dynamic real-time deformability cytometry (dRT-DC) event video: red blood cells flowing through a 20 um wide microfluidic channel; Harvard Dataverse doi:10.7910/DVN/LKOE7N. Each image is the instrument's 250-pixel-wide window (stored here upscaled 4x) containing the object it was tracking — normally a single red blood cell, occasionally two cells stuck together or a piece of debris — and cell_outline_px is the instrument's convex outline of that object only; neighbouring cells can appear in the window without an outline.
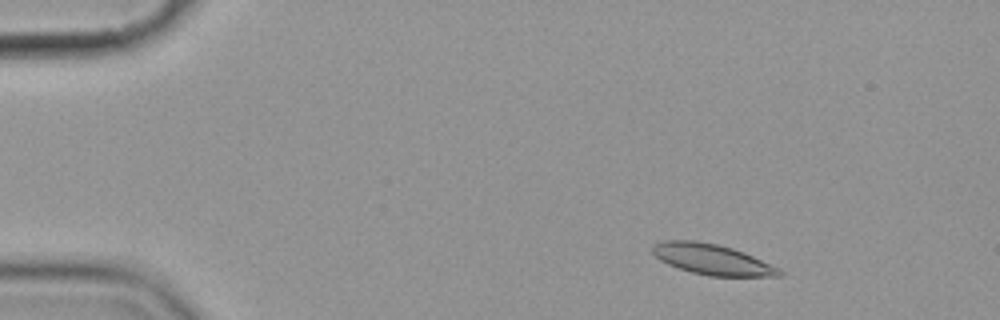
{"species": "common noctule bat (a hibernating species)", "species_latin": "Nyctalus noctula", "temperature_condition": "cold", "stored_images_in_passage": 7, "camera_frame_rate_fps": 3000, "um_per_image_px": 0.085, "animal": {"sex": "female", "body_mass_g": 19.9}, "frame": {"image": 1, "passage_image": 1, "time_ms": 0.0, "image_size_px": [1000, 320], "cell_outline_px": [[784, 272], [780, 276], [708, 276], [692, 272], [668, 264], [660, 260], [652, 252], [652, 248], [656, 244], [664, 240], [696, 240], [716, 244], [732, 248], [744, 252], [780, 268]], "centroid_in_image_um": [60.55, 22.05], "position_along_channel_um": 24.4, "area_um2": 22.48}}
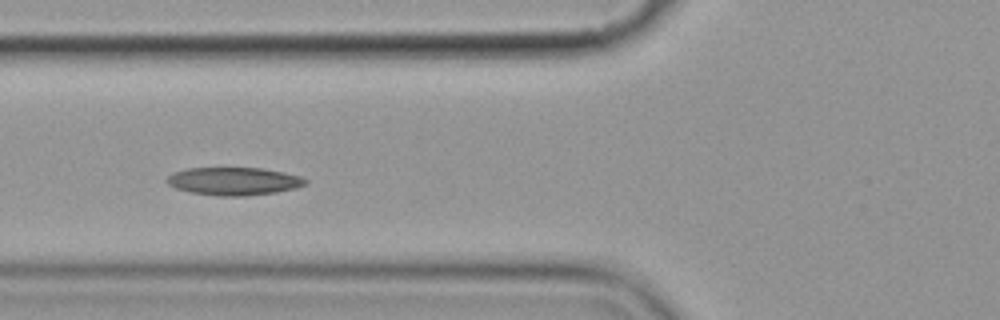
{"frame": {"image": 2, "passage_image": 5, "time_ms": 4.667, "image_size_px": [1000, 320], "cell_outline_px": [[308, 184], [296, 188], [276, 192], [244, 196], [216, 196], [188, 192], [176, 188], [168, 184], [164, 180], [172, 172], [188, 168], [264, 168], [284, 172], [300, 176], [308, 180]], "centroid_in_image_um": [19.87, 15.4], "position_along_channel_um": 105.9, "area_um2": 22.77}}
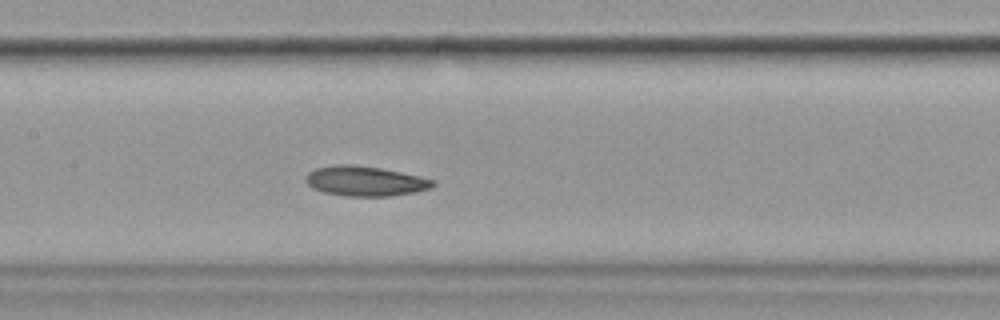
{"frame": {"image": 3, "passage_image": 7, "time_ms": 6.667, "image_size_px": [1000, 320], "cell_outline_px": [[436, 184], [432, 188], [416, 192], [392, 196], [344, 196], [324, 192], [312, 188], [304, 180], [308, 172], [316, 168], [336, 164], [352, 164], [380, 168], [420, 176], [436, 180]], "centroid_in_image_um": [31.06, 15.39], "position_along_channel_um": 176.3, "area_um2": 22.37}}